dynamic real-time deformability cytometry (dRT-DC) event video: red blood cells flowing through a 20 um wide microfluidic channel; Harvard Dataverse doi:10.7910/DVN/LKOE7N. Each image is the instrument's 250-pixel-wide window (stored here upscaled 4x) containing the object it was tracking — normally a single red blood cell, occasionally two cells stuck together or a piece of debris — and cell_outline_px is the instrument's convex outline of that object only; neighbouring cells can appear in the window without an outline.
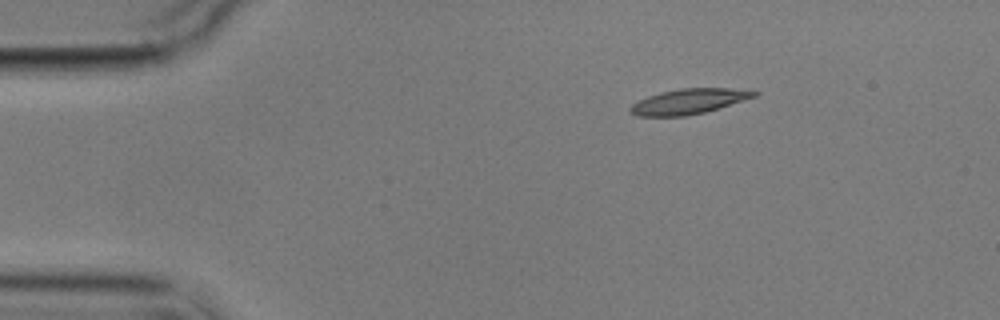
{"species": "common noctule bat (a hibernating species)", "species_latin": "Nyctalus noctula", "temperature_condition": "cold", "stored_images_in_passage": 3, "camera_frame_rate_fps": 3000, "um_per_image_px": 0.085, "animal": {"sex": "male", "body_mass_g": 17.9}, "frame": {"image": 1, "passage_image": 1, "time_ms": 0.0, "image_size_px": [1000, 320], "cell_outline_px": [[760, 92], [756, 96], [704, 112], [684, 116], [636, 116], [628, 108], [632, 104], [648, 96], [660, 92], [680, 88], [728, 88]], "centroid_in_image_um": [58.5, 8.61], "position_along_channel_um": 26.5, "area_um2": 17.86}}